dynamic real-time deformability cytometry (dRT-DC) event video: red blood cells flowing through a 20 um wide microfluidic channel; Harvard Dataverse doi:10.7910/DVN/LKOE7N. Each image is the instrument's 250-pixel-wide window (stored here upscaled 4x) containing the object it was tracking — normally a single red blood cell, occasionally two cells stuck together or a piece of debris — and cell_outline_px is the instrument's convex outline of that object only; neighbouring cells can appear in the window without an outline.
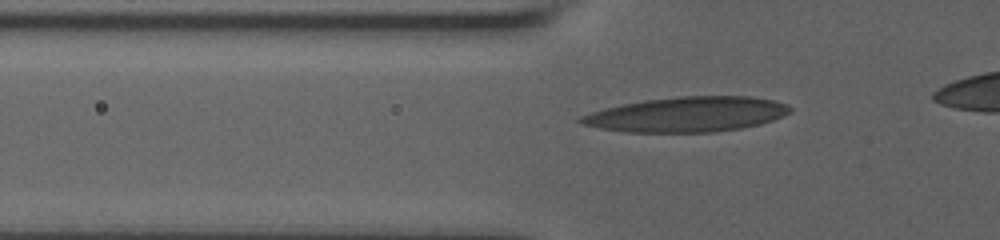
{"species": "human", "species_latin": "Homo sapiens", "temperature_condition": "room temperature", "stored_images_in_passage": 39, "camera_frame_rate_fps": 3000, "um_per_image_px": 0.085, "donor": {"sex": "male"}, "frame": {"image": 1, "passage_image": 7, "time_ms": 2.0, "image_size_px": [1000, 240], "cell_outline_px": [[792, 112], [772, 120], [760, 124], [740, 128], [712, 132], [628, 132], [600, 128], [580, 124], [576, 120], [580, 116], [604, 108], [644, 100], [676, 96], [752, 96], [776, 100], [792, 108]], "centroid_in_image_um": [58.4, 9.71], "position_along_channel_um": 67.4, "area_um2": 42.71}}
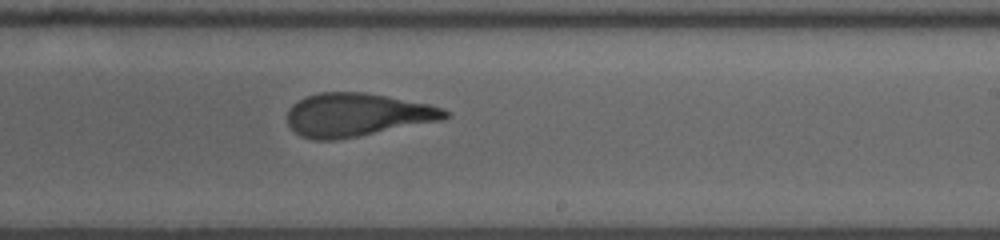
{"frame": {"image": 2, "passage_image": 23, "time_ms": 7.333, "image_size_px": [1000, 240], "cell_outline_px": [[448, 116], [444, 120], [360, 136], [336, 140], [312, 140], [300, 136], [288, 124], [288, 108], [292, 104], [308, 96], [320, 92], [364, 92], [428, 104], [444, 108], [448, 112]], "centroid_in_image_um": [30.35, 9.77], "position_along_channel_um": 258.7, "area_um2": 39.77}}
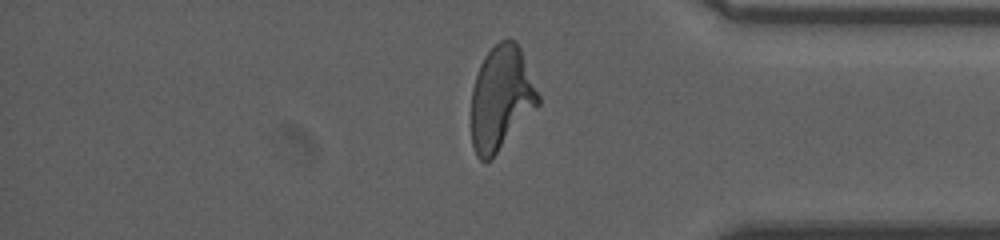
{"frame": {"image": 3, "passage_image": 35, "time_ms": 11.333, "image_size_px": [1000, 240], "cell_outline_px": [[540, 104], [492, 160], [484, 164], [476, 156], [472, 144], [472, 88], [480, 64], [484, 56], [500, 40], [516, 40], [520, 48], [540, 96]], "centroid_in_image_um": [42.6, 8.4], "position_along_channel_um": 392.6, "area_um2": 40.75}}